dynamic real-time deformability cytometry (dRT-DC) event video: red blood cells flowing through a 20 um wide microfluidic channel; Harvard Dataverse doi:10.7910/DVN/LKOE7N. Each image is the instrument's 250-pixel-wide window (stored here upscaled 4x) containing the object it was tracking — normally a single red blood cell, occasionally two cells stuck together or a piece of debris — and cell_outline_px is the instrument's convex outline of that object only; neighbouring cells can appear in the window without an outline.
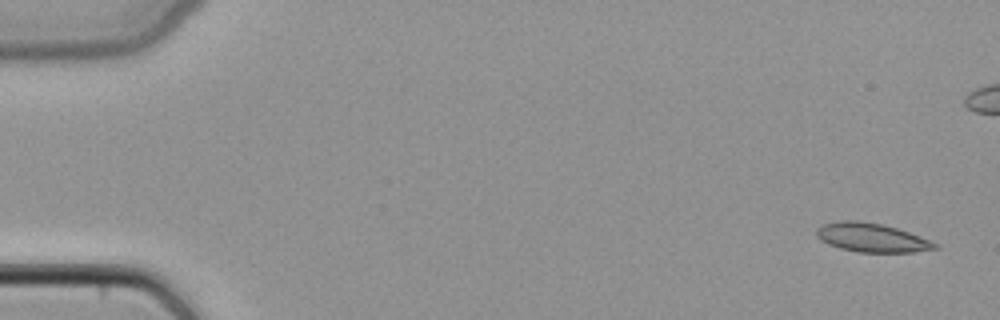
{"species": "common noctule bat (a hibernating species)", "species_latin": "Nyctalus noctula", "temperature_condition": "cold", "stored_images_in_passage": 48, "camera_frame_rate_fps": 3000, "um_per_image_px": 0.085, "animal": {"sex": "female", "body_mass_g": 22.7, "forearm_length_mm": 54.2}, "frame": {"image": 1, "passage_image": 1, "time_ms": 0.0, "image_size_px": [1000, 320], "cell_outline_px": [[940, 248], [912, 252], [856, 252], [840, 248], [828, 244], [820, 240], [816, 236], [816, 228], [824, 224], [840, 220], [856, 220], [884, 224], [920, 236], [940, 244]], "centroid_in_image_um": [74.1, 20.19], "position_along_channel_um": 10.9, "area_um2": 20.06}}
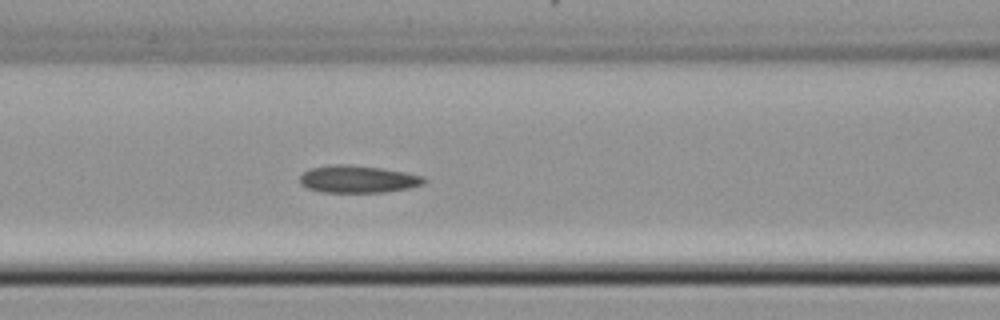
{"frame": {"image": 2, "passage_image": 20, "time_ms": 6.333, "image_size_px": [1000, 320], "cell_outline_px": [[428, 180], [424, 184], [408, 188], [384, 192], [320, 192], [308, 188], [300, 184], [300, 176], [308, 168], [328, 164], [352, 164], [380, 168], [404, 172], [424, 176]], "centroid_in_image_um": [30.4, 15.21], "position_along_channel_um": 136.2, "area_um2": 20.0}}
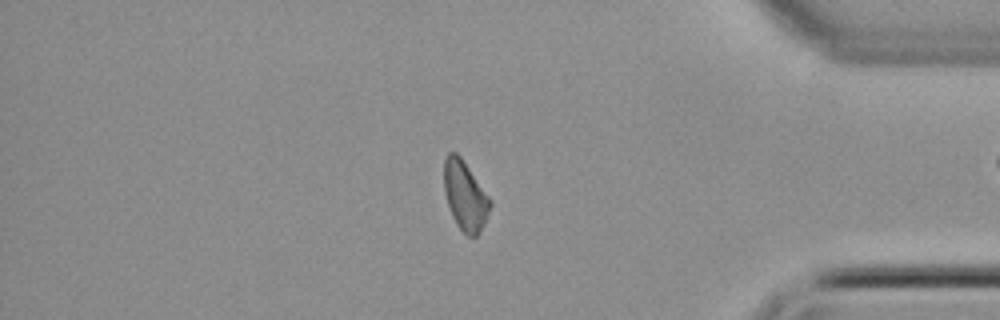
{"frame": {"image": 3, "passage_image": 40, "time_ms": 13.0, "image_size_px": [1000, 320], "cell_outline_px": [[492, 204], [484, 224], [480, 232], [476, 236], [468, 236], [456, 224], [452, 216], [444, 192], [444, 160], [448, 152], [456, 152], [460, 156], [492, 200]], "centroid_in_image_um": [39.53, 16.63], "position_along_channel_um": 395.7, "area_um2": 18.55}}